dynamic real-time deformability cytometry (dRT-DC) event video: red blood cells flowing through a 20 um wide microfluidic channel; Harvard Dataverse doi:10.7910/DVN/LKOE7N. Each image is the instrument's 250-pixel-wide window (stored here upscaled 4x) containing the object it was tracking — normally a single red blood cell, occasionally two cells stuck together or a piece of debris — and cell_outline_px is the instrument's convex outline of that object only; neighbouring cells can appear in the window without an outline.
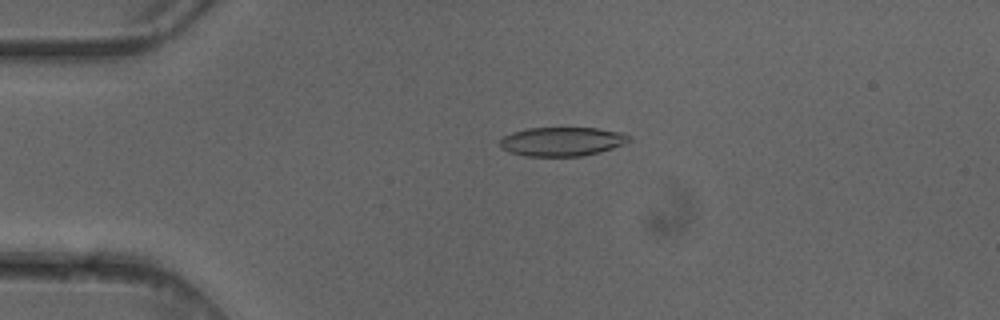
{"species": "common noctule bat (a hibernating species)", "species_latin": "Nyctalus noctula", "temperature_condition": "cold", "stored_images_in_passage": 5, "camera_frame_rate_fps": 3000, "um_per_image_px": 0.085, "animal": {"sex": "female"}, "frame": {"image": 1, "passage_image": 4, "time_ms": 1.0, "image_size_px": [1000, 320], "cell_outline_px": [[632, 140], [624, 144], [600, 152], [584, 156], [524, 156], [508, 152], [500, 144], [500, 140], [504, 136], [512, 132], [524, 128], [596, 128], [624, 132]], "centroid_in_image_um": [47.79, 12.03], "position_along_channel_um": 37.2, "area_um2": 21.91}}